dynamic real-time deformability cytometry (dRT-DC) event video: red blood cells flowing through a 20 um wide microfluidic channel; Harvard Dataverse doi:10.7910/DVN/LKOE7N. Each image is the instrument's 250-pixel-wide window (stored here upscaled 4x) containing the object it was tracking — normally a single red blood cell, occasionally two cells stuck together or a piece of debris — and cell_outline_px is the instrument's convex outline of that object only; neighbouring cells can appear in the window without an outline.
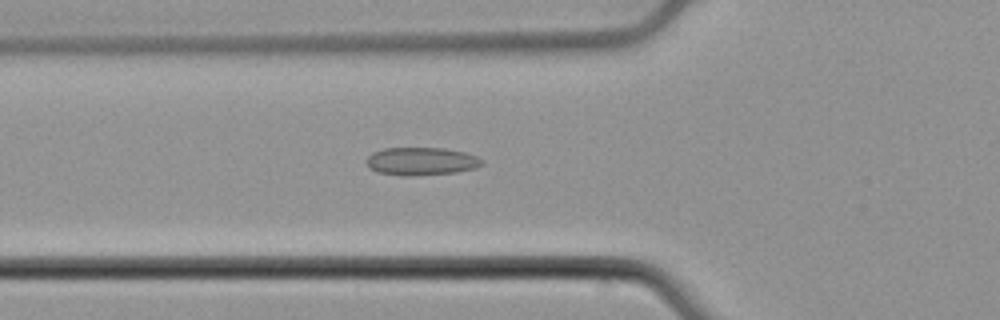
{"species": "common noctule bat (a hibernating species)", "species_latin": "Nyctalus noctula", "temperature_condition": "cold", "stored_images_in_passage": 54, "camera_frame_rate_fps": 3000, "um_per_image_px": 0.085, "animal": {"sex": "male", "body_mass_g": 21.5, "forearm_length_mm": 52.0}, "frame": {"image": 1, "passage_image": 19, "time_ms": 6.0, "image_size_px": [1000, 320], "cell_outline_px": [[484, 164], [476, 168], [456, 172], [412, 176], [404, 176], [376, 172], [368, 168], [368, 156], [372, 152], [384, 148], [444, 148], [464, 152], [476, 156], [484, 160]], "centroid_in_image_um": [35.82, 13.71], "position_along_channel_um": 90.0, "area_um2": 18.9}}
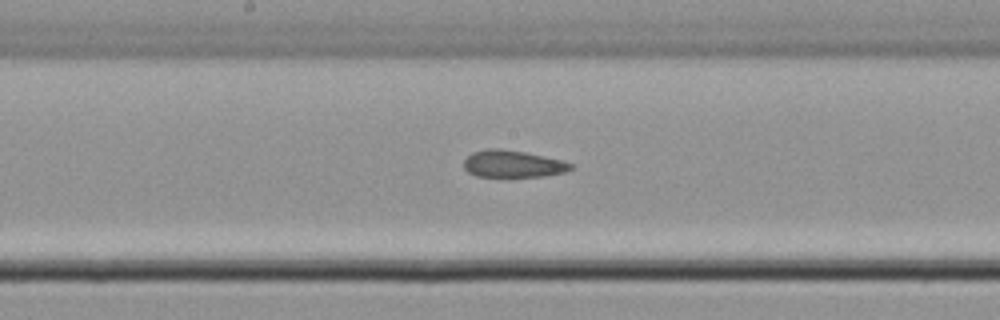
{"frame": {"image": 2, "passage_image": 28, "time_ms": 9.0, "image_size_px": [1000, 320], "cell_outline_px": [[572, 168], [564, 172], [544, 176], [476, 176], [468, 172], [464, 168], [464, 160], [472, 152], [488, 148], [500, 148], [524, 152], [560, 160], [572, 164]], "centroid_in_image_um": [43.54, 13.92], "position_along_channel_um": 204.7, "area_um2": 16.59}}
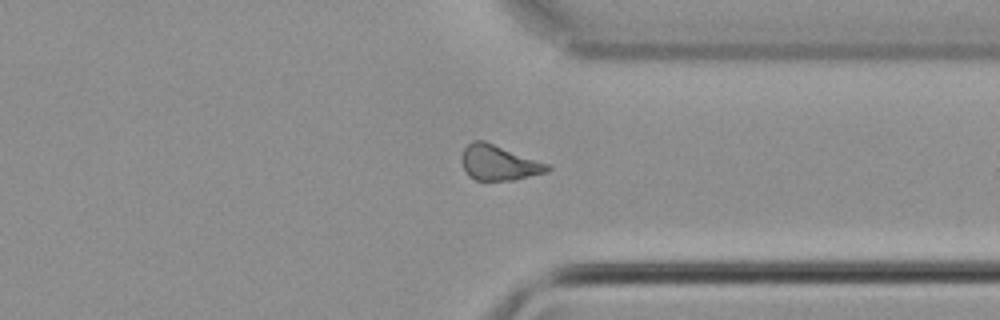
{"frame": {"image": 3, "passage_image": 41, "time_ms": 13.333, "image_size_px": [1000, 320], "cell_outline_px": [[552, 168], [548, 172], [512, 180], [476, 180], [468, 176], [464, 168], [460, 156], [464, 148], [472, 140], [484, 140], [548, 164]], "centroid_in_image_um": [42.37, 13.83], "position_along_channel_um": 369.0, "area_um2": 17.51}, "authors_computed_cell_mechanics": {"area_um2": 18.1203, "velocity_mm_per_s": 3.8099, "shape_relaxation_time_tau1_ms": null, "shape_relaxation_time_tau2_ms": 2.7381, "deformation_change_tau1": null, "deformation_change_tau2": 0.0908}}